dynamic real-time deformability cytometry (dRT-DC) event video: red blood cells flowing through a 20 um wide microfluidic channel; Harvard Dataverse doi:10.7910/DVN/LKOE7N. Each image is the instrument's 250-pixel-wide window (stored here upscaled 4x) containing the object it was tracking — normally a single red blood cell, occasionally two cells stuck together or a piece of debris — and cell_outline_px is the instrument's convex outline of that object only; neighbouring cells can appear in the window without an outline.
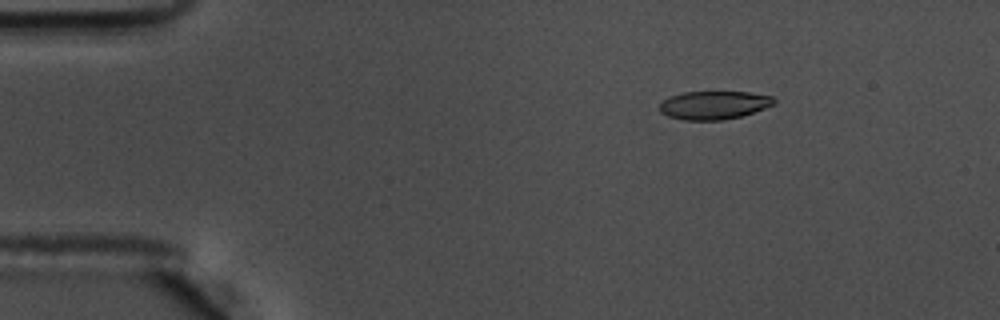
{"species": "common noctule bat (a hibernating species)", "species_latin": "Nyctalus noctula", "temperature_condition": "warm", "stored_images_in_passage": 57, "camera_frame_rate_fps": 3000, "um_per_image_px": 0.085, "animal": {"sex": "male", "body_mass_g": 17.5, "forearm_length_mm": 52.3}, "frame": {"image": 1, "passage_image": 9, "time_ms": 2.667, "image_size_px": [1000, 320], "cell_outline_px": [[776, 104], [740, 116], [724, 120], [684, 120], [668, 116], [660, 112], [660, 104], [668, 96], [684, 92], [748, 92], [772, 96], [776, 100]], "centroid_in_image_um": [60.68, 8.93], "position_along_channel_um": 24.3, "area_um2": 18.84}}
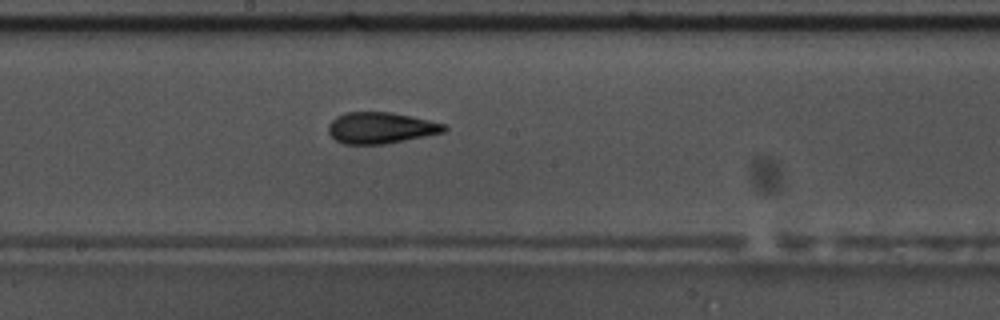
{"frame": {"image": 2, "passage_image": 31, "time_ms": 10.0, "image_size_px": [1000, 320], "cell_outline_px": [[448, 128], [444, 132], [384, 144], [344, 144], [336, 140], [328, 132], [328, 124], [336, 116], [348, 112], [392, 112], [428, 120], [444, 124]], "centroid_in_image_um": [32.33, 10.86], "position_along_channel_um": 215.9, "area_um2": 20.92}}
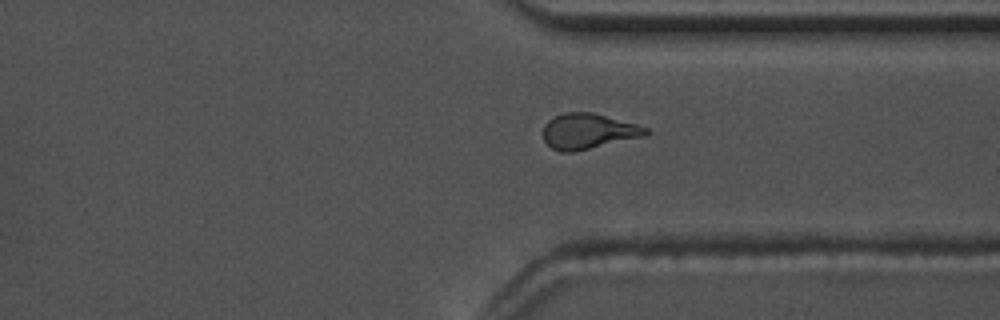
{"frame": {"image": 3, "passage_image": 43, "time_ms": 14.0, "image_size_px": [1000, 320], "cell_outline_px": [[652, 132], [644, 136], [572, 152], [560, 152], [552, 148], [544, 140], [544, 124], [552, 116], [564, 112], [592, 112], [636, 124], [648, 128]], "centroid_in_image_um": [49.99, 11.14], "position_along_channel_um": 361.4, "area_um2": 21.15}, "authors_computed_cell_mechanics": {"area_um2": 20.4612, "velocity_mm_per_s": 3.6335, "shape_relaxation_time_tau1_ms": 3.8904, "shape_relaxation_time_tau2_ms": 1.7919, "deformation_change_tau1": 0.1662, "deformation_change_tau2": 0.1054}}